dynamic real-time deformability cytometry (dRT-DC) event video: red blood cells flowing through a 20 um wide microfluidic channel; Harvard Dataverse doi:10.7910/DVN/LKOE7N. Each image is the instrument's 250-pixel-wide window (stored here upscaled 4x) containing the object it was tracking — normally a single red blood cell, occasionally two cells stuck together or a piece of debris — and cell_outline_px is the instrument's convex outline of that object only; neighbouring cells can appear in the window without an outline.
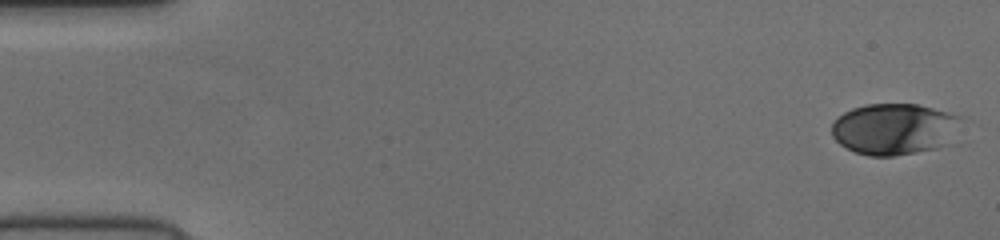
{"species": "human", "species_latin": "Homo sapiens", "temperature_condition": "cold", "stored_images_in_passage": 53, "camera_frame_rate_fps": 3000, "um_per_image_px": 0.085, "donor": {"sex": "female"}, "frame": {"image": 1, "passage_image": 1, "time_ms": 0.0, "image_size_px": [1000, 240], "cell_outline_px": [[964, 116], [960, 144], [916, 152], [892, 156], [868, 156], [856, 152], [840, 144], [832, 136], [832, 124], [844, 112], [852, 108], [864, 104], [916, 104]], "centroid_in_image_um": [76.21, 10.98], "position_along_channel_um": 8.8, "area_um2": 40.11}}
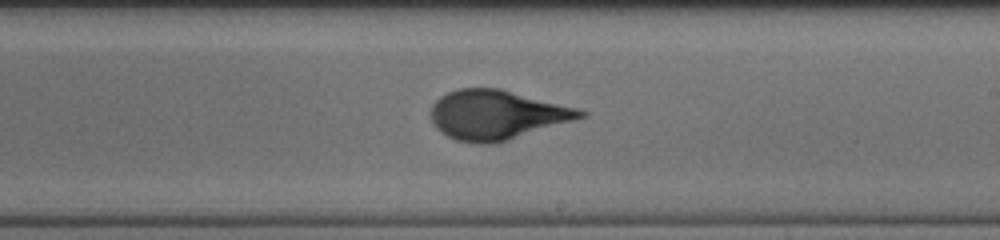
{"frame": {"image": 2, "passage_image": 31, "time_ms": 10.0, "image_size_px": [1000, 240], "cell_outline_px": [[588, 116], [496, 144], [472, 144], [456, 140], [440, 132], [436, 128], [432, 120], [432, 104], [440, 96], [448, 92], [460, 88], [500, 88], [576, 108], [588, 112]], "centroid_in_image_um": [42.22, 9.78], "position_along_channel_um": 246.8, "area_um2": 43.06}}
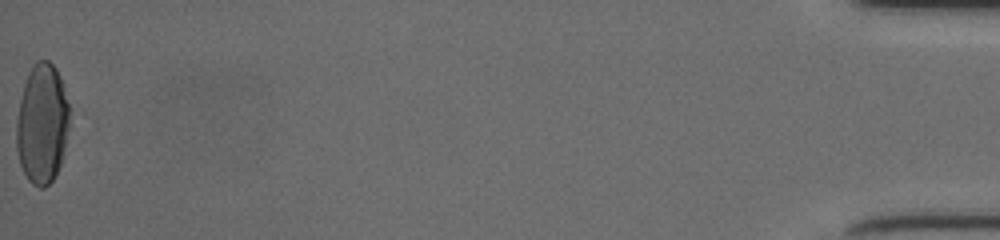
{"frame": {"image": 3, "passage_image": 53, "time_ms": 17.333, "image_size_px": [1000, 240], "cell_outline_px": [[68, 128], [64, 148], [60, 164], [52, 180], [44, 188], [40, 188], [32, 184], [28, 180], [20, 164], [16, 148], [16, 120], [20, 100], [24, 84], [28, 72], [36, 60], [48, 60], [56, 68], [60, 76], [68, 104]], "centroid_in_image_um": [3.55, 10.51], "position_along_channel_um": 431.6, "area_um2": 36.88}}